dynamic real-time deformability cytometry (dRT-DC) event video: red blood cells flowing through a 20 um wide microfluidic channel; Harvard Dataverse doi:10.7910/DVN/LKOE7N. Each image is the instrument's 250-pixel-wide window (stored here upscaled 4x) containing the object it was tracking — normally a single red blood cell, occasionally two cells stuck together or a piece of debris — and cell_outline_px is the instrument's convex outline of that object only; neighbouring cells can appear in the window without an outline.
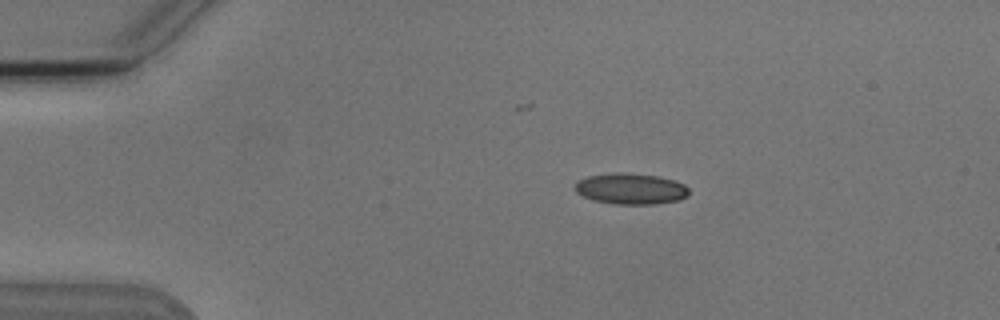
{"species": "Egyptian fruit bat (a non-hibernating species)", "species_latin": "Rousettus aegyptiacus", "temperature_condition": "cold", "stored_images_in_passage": 9, "camera_frame_rate_fps": 3000, "um_per_image_px": 0.085, "animal": {"sex": "male"}, "frame": {"image": 1, "passage_image": 2, "time_ms": 2.0, "image_size_px": [1000, 320], "cell_outline_px": [[688, 196], [680, 200], [656, 204], [616, 204], [592, 200], [576, 192], [576, 180], [588, 176], [616, 172], [624, 172], [660, 176], [676, 180], [684, 184], [688, 188]], "centroid_in_image_um": [53.64, 16.04], "position_along_channel_um": 31.4, "area_um2": 20.81}}
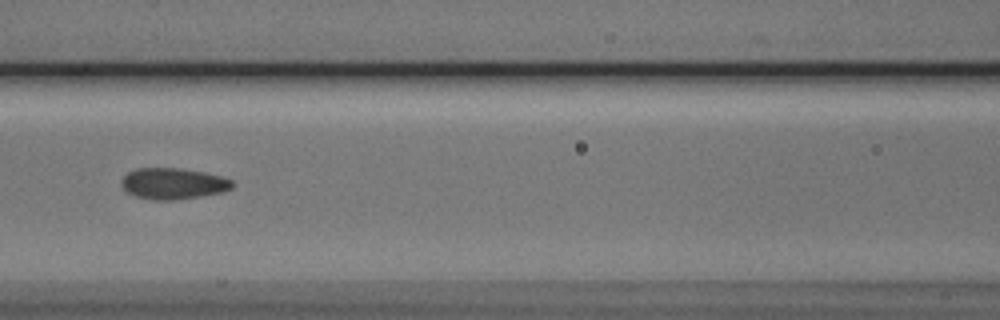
{"frame": {"image": 2, "passage_image": 6, "time_ms": 6.667, "image_size_px": [1000, 320], "cell_outline_px": [[232, 188], [224, 192], [200, 196], [172, 200], [156, 200], [136, 196], [128, 192], [120, 184], [120, 180], [128, 172], [136, 168], [180, 168], [204, 172], [220, 176], [232, 180]], "centroid_in_image_um": [14.7, 15.6], "position_along_channel_um": 151.9, "area_um2": 20.06}}
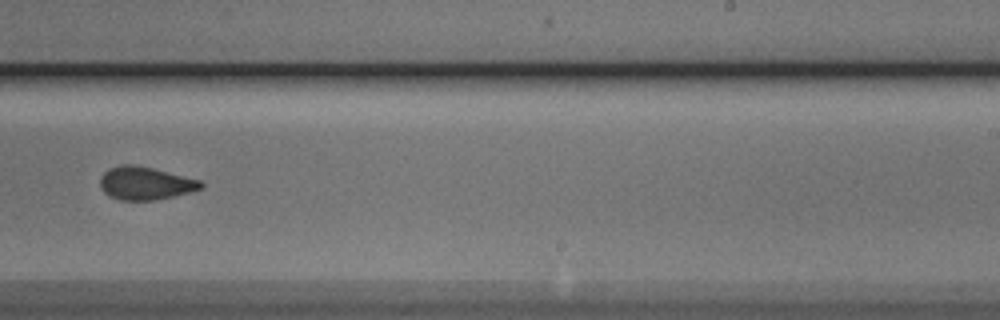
{"frame": {"image": 3, "passage_image": 9, "time_ms": 10.0, "image_size_px": [1000, 320], "cell_outline_px": [[204, 188], [156, 200], [120, 200], [108, 196], [104, 192], [100, 184], [100, 176], [108, 168], [120, 164], [136, 164], [200, 180], [204, 184]], "centroid_in_image_um": [12.32, 15.57], "position_along_channel_um": 276.7, "area_um2": 19.42}}